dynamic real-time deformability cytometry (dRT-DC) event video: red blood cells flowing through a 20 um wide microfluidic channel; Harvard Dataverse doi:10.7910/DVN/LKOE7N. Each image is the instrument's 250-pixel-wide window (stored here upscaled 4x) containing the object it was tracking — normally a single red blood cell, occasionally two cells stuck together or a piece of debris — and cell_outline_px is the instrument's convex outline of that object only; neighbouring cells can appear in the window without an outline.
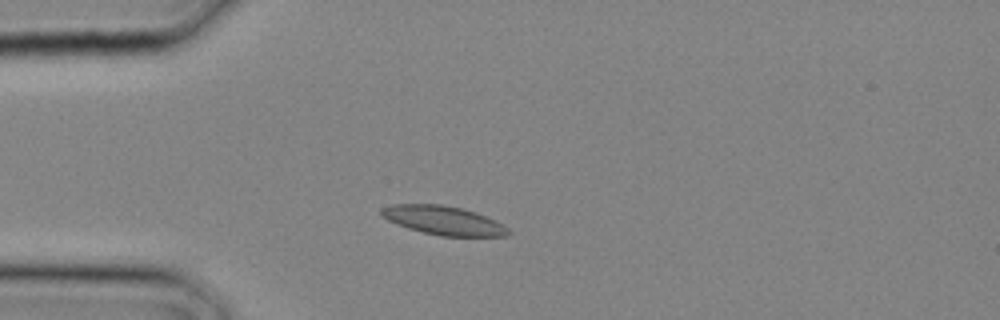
{"species": "common noctule bat (a hibernating species)", "species_latin": "Nyctalus noctula", "temperature_condition": "cold", "stored_images_in_passage": 2, "camera_frame_rate_fps": 3000, "um_per_image_px": 0.085, "animal": {"sex": "male", "body_mass_g": 20.4}, "frame": {"image": 1, "passage_image": 2, "time_ms": 0.333, "image_size_px": [1000, 320], "cell_outline_px": [[512, 232], [508, 236], [440, 236], [408, 228], [396, 224], [388, 220], [380, 212], [380, 208], [392, 204], [444, 204], [476, 212], [496, 220], [508, 228]], "centroid_in_image_um": [37.72, 18.73], "position_along_channel_um": 47.3, "area_um2": 21.39}}